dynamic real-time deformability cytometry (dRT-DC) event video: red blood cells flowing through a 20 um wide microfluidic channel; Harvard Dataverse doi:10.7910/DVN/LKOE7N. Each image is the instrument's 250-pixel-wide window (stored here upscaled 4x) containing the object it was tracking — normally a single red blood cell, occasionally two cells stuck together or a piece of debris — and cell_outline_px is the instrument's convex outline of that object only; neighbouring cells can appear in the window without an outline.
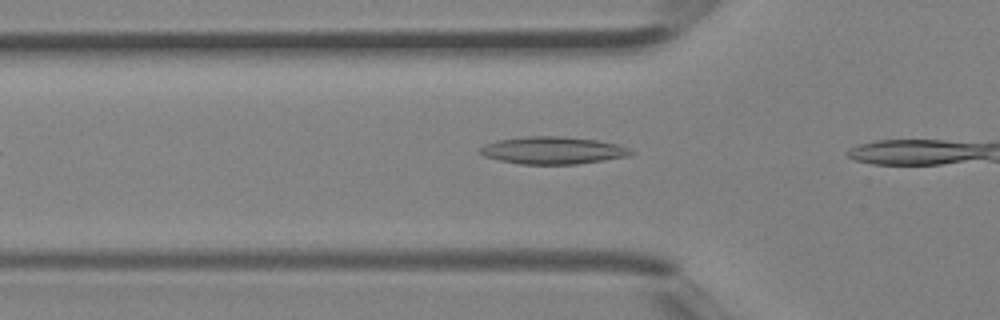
{"species": "Egyptian fruit bat (a non-hibernating species)", "species_latin": "Rousettus aegyptiacus", "temperature_condition": "room temperature", "stored_images_in_passage": 3, "camera_frame_rate_fps": 3000, "um_per_image_px": 0.085, "animal": {"sex": "female"}, "frame": {"image": 1, "passage_image": 2, "time_ms": 0.333, "image_size_px": [1000, 320], "cell_outline_px": [[636, 152], [628, 156], [604, 160], [576, 164], [520, 164], [500, 160], [484, 156], [480, 152], [480, 148], [484, 144], [496, 140], [524, 136], [560, 136], [600, 140], [616, 144], [628, 148]], "centroid_in_image_um": [46.99, 12.77], "position_along_channel_um": 78.8, "area_um2": 24.1}}